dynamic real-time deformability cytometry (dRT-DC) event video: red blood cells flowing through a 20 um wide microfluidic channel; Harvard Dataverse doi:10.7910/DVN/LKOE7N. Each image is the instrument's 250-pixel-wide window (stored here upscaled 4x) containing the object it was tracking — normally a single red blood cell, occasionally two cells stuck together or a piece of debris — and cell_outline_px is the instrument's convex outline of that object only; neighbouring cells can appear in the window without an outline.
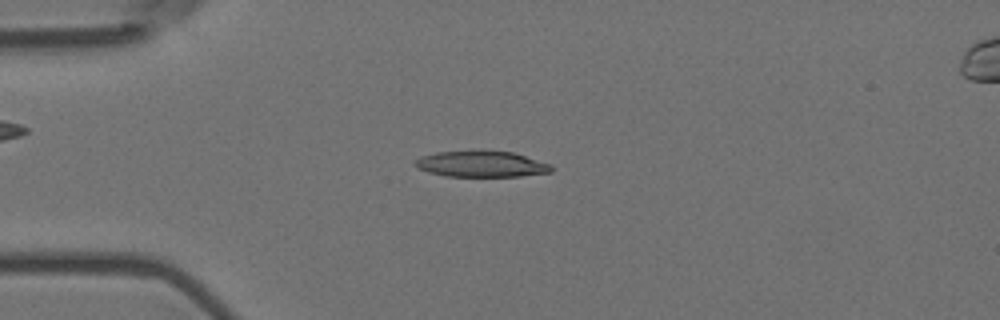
{"species": "Egyptian fruit bat (a non-hibernating species)", "species_latin": "Rousettus aegyptiacus", "temperature_condition": "room temperature", "stored_images_in_passage": 7, "camera_frame_rate_fps": 3000, "um_per_image_px": 0.085, "animal": {"sex": "female"}, "frame": {"image": 1, "passage_image": 4, "time_ms": 1.0, "image_size_px": [1000, 320], "cell_outline_px": [[552, 172], [520, 176], [444, 176], [428, 172], [420, 168], [416, 164], [416, 160], [420, 156], [436, 152], [480, 148], [488, 148], [512, 152], [552, 164]], "centroid_in_image_um": [40.93, 13.9], "position_along_channel_um": 44.1, "area_um2": 21.33}}
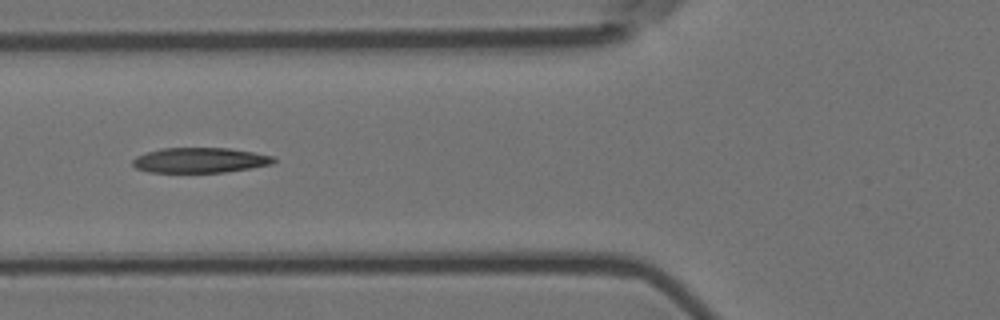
{"frame": {"image": 2, "passage_image": 6, "time_ms": 1.667, "image_size_px": [1000, 320], "cell_outline_px": [[276, 160], [272, 164], [224, 172], [148, 172], [136, 168], [132, 164], [132, 160], [136, 156], [144, 152], [160, 148], [228, 148], [276, 156]], "centroid_in_image_um": [16.96, 13.61], "position_along_channel_um": 108.8, "area_um2": 20.69}}
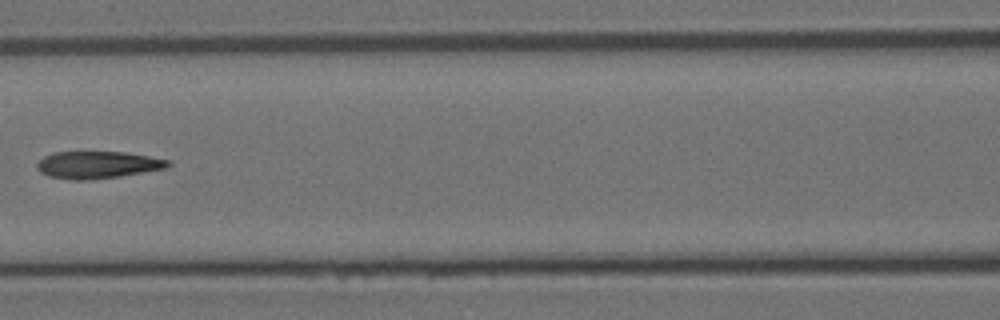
{"frame": {"image": 3, "passage_image": 7, "time_ms": 2.0, "image_size_px": [1000, 320], "cell_outline_px": [[172, 164], [168, 168], [120, 176], [88, 180], [72, 180], [48, 176], [40, 172], [36, 168], [36, 164], [44, 156], [56, 152], [124, 152], [172, 160]], "centroid_in_image_um": [8.32, 14.01], "position_along_channel_um": 158.3, "area_um2": 20.87}}